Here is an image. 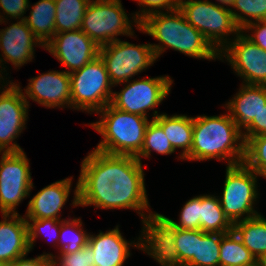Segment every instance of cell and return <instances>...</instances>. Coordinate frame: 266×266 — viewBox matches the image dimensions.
<instances>
[{
	"label": "cell",
	"instance_id": "6da1fadb",
	"mask_svg": "<svg viewBox=\"0 0 266 266\" xmlns=\"http://www.w3.org/2000/svg\"><path fill=\"white\" fill-rule=\"evenodd\" d=\"M144 181L142 162L136 157L94 149L82 160L71 205L138 210L143 227L149 230L156 212L149 209Z\"/></svg>",
	"mask_w": 266,
	"mask_h": 266
},
{
	"label": "cell",
	"instance_id": "7a4b0ae2",
	"mask_svg": "<svg viewBox=\"0 0 266 266\" xmlns=\"http://www.w3.org/2000/svg\"><path fill=\"white\" fill-rule=\"evenodd\" d=\"M139 30L159 41L158 44H150L156 58H159L167 48L196 59L219 58V53L204 35L185 19L178 8L148 14L140 21Z\"/></svg>",
	"mask_w": 266,
	"mask_h": 266
},
{
	"label": "cell",
	"instance_id": "3957f363",
	"mask_svg": "<svg viewBox=\"0 0 266 266\" xmlns=\"http://www.w3.org/2000/svg\"><path fill=\"white\" fill-rule=\"evenodd\" d=\"M245 157L242 130L229 114L196 116L193 122V143L185 160H226L228 166L241 164Z\"/></svg>",
	"mask_w": 266,
	"mask_h": 266
},
{
	"label": "cell",
	"instance_id": "277c9868",
	"mask_svg": "<svg viewBox=\"0 0 266 266\" xmlns=\"http://www.w3.org/2000/svg\"><path fill=\"white\" fill-rule=\"evenodd\" d=\"M97 114L101 120L90 123V127L101 134L103 139L95 150L136 157L142 149L149 119L119 110L110 103Z\"/></svg>",
	"mask_w": 266,
	"mask_h": 266
},
{
	"label": "cell",
	"instance_id": "5b68a950",
	"mask_svg": "<svg viewBox=\"0 0 266 266\" xmlns=\"http://www.w3.org/2000/svg\"><path fill=\"white\" fill-rule=\"evenodd\" d=\"M178 9L218 53L232 40L229 39L230 34L237 35L241 32L229 5L209 0H181L178 2Z\"/></svg>",
	"mask_w": 266,
	"mask_h": 266
},
{
	"label": "cell",
	"instance_id": "8992f818",
	"mask_svg": "<svg viewBox=\"0 0 266 266\" xmlns=\"http://www.w3.org/2000/svg\"><path fill=\"white\" fill-rule=\"evenodd\" d=\"M71 108L92 114L107 106L112 99L113 84L100 56L69 73Z\"/></svg>",
	"mask_w": 266,
	"mask_h": 266
},
{
	"label": "cell",
	"instance_id": "52a82bcc",
	"mask_svg": "<svg viewBox=\"0 0 266 266\" xmlns=\"http://www.w3.org/2000/svg\"><path fill=\"white\" fill-rule=\"evenodd\" d=\"M257 176L260 175L244 163L226 167L223 194L219 198V202L223 212L232 223L259 214L254 209L256 198L259 195Z\"/></svg>",
	"mask_w": 266,
	"mask_h": 266
},
{
	"label": "cell",
	"instance_id": "ba28073f",
	"mask_svg": "<svg viewBox=\"0 0 266 266\" xmlns=\"http://www.w3.org/2000/svg\"><path fill=\"white\" fill-rule=\"evenodd\" d=\"M121 0H91L86 7L81 30L99 46L119 40L117 36L132 38L134 30Z\"/></svg>",
	"mask_w": 266,
	"mask_h": 266
},
{
	"label": "cell",
	"instance_id": "9c48e42d",
	"mask_svg": "<svg viewBox=\"0 0 266 266\" xmlns=\"http://www.w3.org/2000/svg\"><path fill=\"white\" fill-rule=\"evenodd\" d=\"M99 56L114 87L129 81L157 60L150 43L135 45L120 39L100 46Z\"/></svg>",
	"mask_w": 266,
	"mask_h": 266
},
{
	"label": "cell",
	"instance_id": "30bf717a",
	"mask_svg": "<svg viewBox=\"0 0 266 266\" xmlns=\"http://www.w3.org/2000/svg\"><path fill=\"white\" fill-rule=\"evenodd\" d=\"M199 230L149 228L148 255L159 264L185 266L196 254Z\"/></svg>",
	"mask_w": 266,
	"mask_h": 266
},
{
	"label": "cell",
	"instance_id": "8fae6325",
	"mask_svg": "<svg viewBox=\"0 0 266 266\" xmlns=\"http://www.w3.org/2000/svg\"><path fill=\"white\" fill-rule=\"evenodd\" d=\"M0 155V211L16 214V207L34 188L29 161L24 151Z\"/></svg>",
	"mask_w": 266,
	"mask_h": 266
},
{
	"label": "cell",
	"instance_id": "7c38bea8",
	"mask_svg": "<svg viewBox=\"0 0 266 266\" xmlns=\"http://www.w3.org/2000/svg\"><path fill=\"white\" fill-rule=\"evenodd\" d=\"M125 83L120 92L112 93L110 104L119 110L148 118L147 112L154 110L169 95L173 80L169 76H158Z\"/></svg>",
	"mask_w": 266,
	"mask_h": 266
},
{
	"label": "cell",
	"instance_id": "4fadbf2b",
	"mask_svg": "<svg viewBox=\"0 0 266 266\" xmlns=\"http://www.w3.org/2000/svg\"><path fill=\"white\" fill-rule=\"evenodd\" d=\"M8 84L7 81L2 84L4 88L0 91V153L23 151L14 140L25 129L28 119L29 101L24 98L23 89L12 80Z\"/></svg>",
	"mask_w": 266,
	"mask_h": 266
},
{
	"label": "cell",
	"instance_id": "5bb4252c",
	"mask_svg": "<svg viewBox=\"0 0 266 266\" xmlns=\"http://www.w3.org/2000/svg\"><path fill=\"white\" fill-rule=\"evenodd\" d=\"M231 41L219 53V59H227L235 73L243 79V84L266 85V51L242 31Z\"/></svg>",
	"mask_w": 266,
	"mask_h": 266
},
{
	"label": "cell",
	"instance_id": "9a60e30c",
	"mask_svg": "<svg viewBox=\"0 0 266 266\" xmlns=\"http://www.w3.org/2000/svg\"><path fill=\"white\" fill-rule=\"evenodd\" d=\"M44 48L62 65L68 67L69 73L97 58L100 51V46L81 29L55 33Z\"/></svg>",
	"mask_w": 266,
	"mask_h": 266
},
{
	"label": "cell",
	"instance_id": "2e32d148",
	"mask_svg": "<svg viewBox=\"0 0 266 266\" xmlns=\"http://www.w3.org/2000/svg\"><path fill=\"white\" fill-rule=\"evenodd\" d=\"M117 225L114 229L98 235H88L87 244L93 250L95 266H123L130 257V247L138 248L148 254V229L142 228L138 241L130 242L123 238ZM130 242V243H129Z\"/></svg>",
	"mask_w": 266,
	"mask_h": 266
},
{
	"label": "cell",
	"instance_id": "e0dca14e",
	"mask_svg": "<svg viewBox=\"0 0 266 266\" xmlns=\"http://www.w3.org/2000/svg\"><path fill=\"white\" fill-rule=\"evenodd\" d=\"M37 45L44 48L25 20H17L9 27L0 29V49L3 53L0 55L3 56V59L0 57V67L6 62L12 63L15 69L27 64L34 58V47ZM2 71L6 72L5 67H1L0 82L5 79V76H2Z\"/></svg>",
	"mask_w": 266,
	"mask_h": 266
},
{
	"label": "cell",
	"instance_id": "ac0fdd59",
	"mask_svg": "<svg viewBox=\"0 0 266 266\" xmlns=\"http://www.w3.org/2000/svg\"><path fill=\"white\" fill-rule=\"evenodd\" d=\"M28 81L23 93L26 101L30 98L45 108L67 106L71 109V84L68 71L52 70Z\"/></svg>",
	"mask_w": 266,
	"mask_h": 266
},
{
	"label": "cell",
	"instance_id": "d6986e66",
	"mask_svg": "<svg viewBox=\"0 0 266 266\" xmlns=\"http://www.w3.org/2000/svg\"><path fill=\"white\" fill-rule=\"evenodd\" d=\"M72 177L59 180L44 187L28 203L25 219H58L68 200Z\"/></svg>",
	"mask_w": 266,
	"mask_h": 266
},
{
	"label": "cell",
	"instance_id": "ffe728a7",
	"mask_svg": "<svg viewBox=\"0 0 266 266\" xmlns=\"http://www.w3.org/2000/svg\"><path fill=\"white\" fill-rule=\"evenodd\" d=\"M0 221V262L11 264L30 253L27 221L19 213L2 214Z\"/></svg>",
	"mask_w": 266,
	"mask_h": 266
},
{
	"label": "cell",
	"instance_id": "44dd1931",
	"mask_svg": "<svg viewBox=\"0 0 266 266\" xmlns=\"http://www.w3.org/2000/svg\"><path fill=\"white\" fill-rule=\"evenodd\" d=\"M266 105V85H241L238 93L225 104L229 116L243 130Z\"/></svg>",
	"mask_w": 266,
	"mask_h": 266
},
{
	"label": "cell",
	"instance_id": "7402d4cb",
	"mask_svg": "<svg viewBox=\"0 0 266 266\" xmlns=\"http://www.w3.org/2000/svg\"><path fill=\"white\" fill-rule=\"evenodd\" d=\"M152 120L162 128L175 151L177 148L183 149L178 158L186 159L193 143L194 117L184 114L169 116L166 113L159 114L158 111L154 110Z\"/></svg>",
	"mask_w": 266,
	"mask_h": 266
},
{
	"label": "cell",
	"instance_id": "603a6c76",
	"mask_svg": "<svg viewBox=\"0 0 266 266\" xmlns=\"http://www.w3.org/2000/svg\"><path fill=\"white\" fill-rule=\"evenodd\" d=\"M30 15L24 20L33 34L45 45L55 35V0H39L30 5Z\"/></svg>",
	"mask_w": 266,
	"mask_h": 266
},
{
	"label": "cell",
	"instance_id": "cb8c5ba5",
	"mask_svg": "<svg viewBox=\"0 0 266 266\" xmlns=\"http://www.w3.org/2000/svg\"><path fill=\"white\" fill-rule=\"evenodd\" d=\"M233 231L256 259L266 253V219L263 215L233 223Z\"/></svg>",
	"mask_w": 266,
	"mask_h": 266
},
{
	"label": "cell",
	"instance_id": "d4e9b609",
	"mask_svg": "<svg viewBox=\"0 0 266 266\" xmlns=\"http://www.w3.org/2000/svg\"><path fill=\"white\" fill-rule=\"evenodd\" d=\"M199 224L203 232L226 234L233 230V223L222 210L219 198L214 195H201Z\"/></svg>",
	"mask_w": 266,
	"mask_h": 266
},
{
	"label": "cell",
	"instance_id": "484cf974",
	"mask_svg": "<svg viewBox=\"0 0 266 266\" xmlns=\"http://www.w3.org/2000/svg\"><path fill=\"white\" fill-rule=\"evenodd\" d=\"M91 0H55V33L80 30Z\"/></svg>",
	"mask_w": 266,
	"mask_h": 266
},
{
	"label": "cell",
	"instance_id": "4316f807",
	"mask_svg": "<svg viewBox=\"0 0 266 266\" xmlns=\"http://www.w3.org/2000/svg\"><path fill=\"white\" fill-rule=\"evenodd\" d=\"M255 264H257V259L233 230L222 235L219 266H251Z\"/></svg>",
	"mask_w": 266,
	"mask_h": 266
},
{
	"label": "cell",
	"instance_id": "83f0119b",
	"mask_svg": "<svg viewBox=\"0 0 266 266\" xmlns=\"http://www.w3.org/2000/svg\"><path fill=\"white\" fill-rule=\"evenodd\" d=\"M200 203V195L188 200L180 211L178 223L162 214L156 213L150 228H178L183 230H199Z\"/></svg>",
	"mask_w": 266,
	"mask_h": 266
},
{
	"label": "cell",
	"instance_id": "f1b7e54d",
	"mask_svg": "<svg viewBox=\"0 0 266 266\" xmlns=\"http://www.w3.org/2000/svg\"><path fill=\"white\" fill-rule=\"evenodd\" d=\"M221 233H208L200 229L196 254L185 266H219Z\"/></svg>",
	"mask_w": 266,
	"mask_h": 266
},
{
	"label": "cell",
	"instance_id": "f546056e",
	"mask_svg": "<svg viewBox=\"0 0 266 266\" xmlns=\"http://www.w3.org/2000/svg\"><path fill=\"white\" fill-rule=\"evenodd\" d=\"M81 218L61 220L58 248L60 253H73L83 248L88 241V232L82 228Z\"/></svg>",
	"mask_w": 266,
	"mask_h": 266
},
{
	"label": "cell",
	"instance_id": "4dcf8cb0",
	"mask_svg": "<svg viewBox=\"0 0 266 266\" xmlns=\"http://www.w3.org/2000/svg\"><path fill=\"white\" fill-rule=\"evenodd\" d=\"M229 7L240 29L249 23L266 20V0H233Z\"/></svg>",
	"mask_w": 266,
	"mask_h": 266
},
{
	"label": "cell",
	"instance_id": "1f68e13d",
	"mask_svg": "<svg viewBox=\"0 0 266 266\" xmlns=\"http://www.w3.org/2000/svg\"><path fill=\"white\" fill-rule=\"evenodd\" d=\"M151 150L158 154L170 155L175 152L162 128L154 121L150 120L144 137V143L140 153L136 158L141 162V157L150 158Z\"/></svg>",
	"mask_w": 266,
	"mask_h": 266
},
{
	"label": "cell",
	"instance_id": "d6a6232c",
	"mask_svg": "<svg viewBox=\"0 0 266 266\" xmlns=\"http://www.w3.org/2000/svg\"><path fill=\"white\" fill-rule=\"evenodd\" d=\"M243 163L258 175L266 178V135L250 137L245 142Z\"/></svg>",
	"mask_w": 266,
	"mask_h": 266
},
{
	"label": "cell",
	"instance_id": "836d02e7",
	"mask_svg": "<svg viewBox=\"0 0 266 266\" xmlns=\"http://www.w3.org/2000/svg\"><path fill=\"white\" fill-rule=\"evenodd\" d=\"M27 221L28 226V242L30 250L33 249L35 239L41 237V235L45 234L46 231H48L52 235L49 236L55 241L58 246V240H59V233L61 229V220L58 219H25ZM43 232V233H42ZM46 232V233H48ZM47 236V235H46Z\"/></svg>",
	"mask_w": 266,
	"mask_h": 266
},
{
	"label": "cell",
	"instance_id": "e575fe53",
	"mask_svg": "<svg viewBox=\"0 0 266 266\" xmlns=\"http://www.w3.org/2000/svg\"><path fill=\"white\" fill-rule=\"evenodd\" d=\"M51 258L50 266H95L92 248L86 244L73 253H60Z\"/></svg>",
	"mask_w": 266,
	"mask_h": 266
},
{
	"label": "cell",
	"instance_id": "d590c367",
	"mask_svg": "<svg viewBox=\"0 0 266 266\" xmlns=\"http://www.w3.org/2000/svg\"><path fill=\"white\" fill-rule=\"evenodd\" d=\"M138 5L142 7L140 11L135 12L133 15V21L137 29H140V21L143 20L148 14L161 12V10L171 11L178 8V2L176 0H134ZM149 7V8H148Z\"/></svg>",
	"mask_w": 266,
	"mask_h": 266
},
{
	"label": "cell",
	"instance_id": "8d00e7d4",
	"mask_svg": "<svg viewBox=\"0 0 266 266\" xmlns=\"http://www.w3.org/2000/svg\"><path fill=\"white\" fill-rule=\"evenodd\" d=\"M28 6L29 0H0V8L4 13H2V16L0 13V23L6 22L5 20L9 17L11 19L24 20L23 16L26 14V10L29 8ZM5 14L8 16L7 18L3 16Z\"/></svg>",
	"mask_w": 266,
	"mask_h": 266
},
{
	"label": "cell",
	"instance_id": "74e56055",
	"mask_svg": "<svg viewBox=\"0 0 266 266\" xmlns=\"http://www.w3.org/2000/svg\"><path fill=\"white\" fill-rule=\"evenodd\" d=\"M249 30L251 32L253 31V33L246 34L247 32H249ZM241 31H247L244 35L257 46L266 51V20L249 23L244 28H242Z\"/></svg>",
	"mask_w": 266,
	"mask_h": 266
},
{
	"label": "cell",
	"instance_id": "f35d334b",
	"mask_svg": "<svg viewBox=\"0 0 266 266\" xmlns=\"http://www.w3.org/2000/svg\"><path fill=\"white\" fill-rule=\"evenodd\" d=\"M245 130V131H244ZM243 139L246 142L250 137L266 135V105L242 131Z\"/></svg>",
	"mask_w": 266,
	"mask_h": 266
},
{
	"label": "cell",
	"instance_id": "ab89813d",
	"mask_svg": "<svg viewBox=\"0 0 266 266\" xmlns=\"http://www.w3.org/2000/svg\"><path fill=\"white\" fill-rule=\"evenodd\" d=\"M28 254L19 257L16 259L13 263H11L13 266H50L51 258L54 257L51 253H43L42 255H39L35 258H29L27 259Z\"/></svg>",
	"mask_w": 266,
	"mask_h": 266
},
{
	"label": "cell",
	"instance_id": "60d3db41",
	"mask_svg": "<svg viewBox=\"0 0 266 266\" xmlns=\"http://www.w3.org/2000/svg\"><path fill=\"white\" fill-rule=\"evenodd\" d=\"M257 264L258 266H266V253L257 258Z\"/></svg>",
	"mask_w": 266,
	"mask_h": 266
},
{
	"label": "cell",
	"instance_id": "b9f144b4",
	"mask_svg": "<svg viewBox=\"0 0 266 266\" xmlns=\"http://www.w3.org/2000/svg\"><path fill=\"white\" fill-rule=\"evenodd\" d=\"M218 2L222 3V4H226V5H230V3L233 1V0H217Z\"/></svg>",
	"mask_w": 266,
	"mask_h": 266
},
{
	"label": "cell",
	"instance_id": "7bdbcfd3",
	"mask_svg": "<svg viewBox=\"0 0 266 266\" xmlns=\"http://www.w3.org/2000/svg\"><path fill=\"white\" fill-rule=\"evenodd\" d=\"M6 263L0 262V266H6Z\"/></svg>",
	"mask_w": 266,
	"mask_h": 266
}]
</instances>
